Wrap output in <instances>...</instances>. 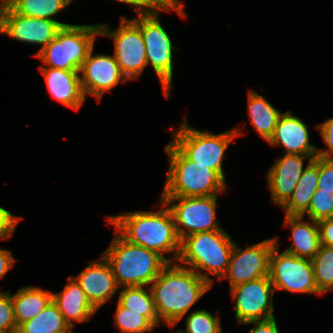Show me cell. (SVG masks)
I'll return each mask as SVG.
<instances>
[{
  "label": "cell",
  "instance_id": "cell-10",
  "mask_svg": "<svg viewBox=\"0 0 333 333\" xmlns=\"http://www.w3.org/2000/svg\"><path fill=\"white\" fill-rule=\"evenodd\" d=\"M99 24L100 35L114 40V57L127 80L139 79L147 67L146 49L141 29L129 18L121 17L117 30Z\"/></svg>",
  "mask_w": 333,
  "mask_h": 333
},
{
  "label": "cell",
  "instance_id": "cell-4",
  "mask_svg": "<svg viewBox=\"0 0 333 333\" xmlns=\"http://www.w3.org/2000/svg\"><path fill=\"white\" fill-rule=\"evenodd\" d=\"M170 157L161 197H204L224 193L226 182L207 166L190 160L173 142L164 148Z\"/></svg>",
  "mask_w": 333,
  "mask_h": 333
},
{
  "label": "cell",
  "instance_id": "cell-26",
  "mask_svg": "<svg viewBox=\"0 0 333 333\" xmlns=\"http://www.w3.org/2000/svg\"><path fill=\"white\" fill-rule=\"evenodd\" d=\"M119 291L118 303L121 306L138 312L146 317L155 327L161 324L157 316L150 288L146 290L144 286H131L124 287V290Z\"/></svg>",
  "mask_w": 333,
  "mask_h": 333
},
{
  "label": "cell",
  "instance_id": "cell-40",
  "mask_svg": "<svg viewBox=\"0 0 333 333\" xmlns=\"http://www.w3.org/2000/svg\"><path fill=\"white\" fill-rule=\"evenodd\" d=\"M158 5H163L171 2L172 0H154Z\"/></svg>",
  "mask_w": 333,
  "mask_h": 333
},
{
  "label": "cell",
  "instance_id": "cell-9",
  "mask_svg": "<svg viewBox=\"0 0 333 333\" xmlns=\"http://www.w3.org/2000/svg\"><path fill=\"white\" fill-rule=\"evenodd\" d=\"M160 198L172 212L176 232L181 241L195 233L223 229L216 219L217 195ZM176 201L178 203L173 204ZM170 204L172 206L169 207Z\"/></svg>",
  "mask_w": 333,
  "mask_h": 333
},
{
  "label": "cell",
  "instance_id": "cell-13",
  "mask_svg": "<svg viewBox=\"0 0 333 333\" xmlns=\"http://www.w3.org/2000/svg\"><path fill=\"white\" fill-rule=\"evenodd\" d=\"M276 245L275 237L248 246L244 250L234 244L229 264L222 279L229 280L230 288L269 275V258Z\"/></svg>",
  "mask_w": 333,
  "mask_h": 333
},
{
  "label": "cell",
  "instance_id": "cell-36",
  "mask_svg": "<svg viewBox=\"0 0 333 333\" xmlns=\"http://www.w3.org/2000/svg\"><path fill=\"white\" fill-rule=\"evenodd\" d=\"M321 245L333 247V217L317 221Z\"/></svg>",
  "mask_w": 333,
  "mask_h": 333
},
{
  "label": "cell",
  "instance_id": "cell-17",
  "mask_svg": "<svg viewBox=\"0 0 333 333\" xmlns=\"http://www.w3.org/2000/svg\"><path fill=\"white\" fill-rule=\"evenodd\" d=\"M316 156L283 154L267 172L271 200L280 207L293 194L304 171V159L312 161Z\"/></svg>",
  "mask_w": 333,
  "mask_h": 333
},
{
  "label": "cell",
  "instance_id": "cell-18",
  "mask_svg": "<svg viewBox=\"0 0 333 333\" xmlns=\"http://www.w3.org/2000/svg\"><path fill=\"white\" fill-rule=\"evenodd\" d=\"M268 143L284 147V154L317 156L318 148L309 143L307 125L290 110L281 113Z\"/></svg>",
  "mask_w": 333,
  "mask_h": 333
},
{
  "label": "cell",
  "instance_id": "cell-23",
  "mask_svg": "<svg viewBox=\"0 0 333 333\" xmlns=\"http://www.w3.org/2000/svg\"><path fill=\"white\" fill-rule=\"evenodd\" d=\"M11 296L17 327L36 317L52 301L51 291L33 286L21 287Z\"/></svg>",
  "mask_w": 333,
  "mask_h": 333
},
{
  "label": "cell",
  "instance_id": "cell-34",
  "mask_svg": "<svg viewBox=\"0 0 333 333\" xmlns=\"http://www.w3.org/2000/svg\"><path fill=\"white\" fill-rule=\"evenodd\" d=\"M316 129L322 135V138L328 147L325 151L318 149L317 156L333 160V117L322 122L321 124H318Z\"/></svg>",
  "mask_w": 333,
  "mask_h": 333
},
{
  "label": "cell",
  "instance_id": "cell-15",
  "mask_svg": "<svg viewBox=\"0 0 333 333\" xmlns=\"http://www.w3.org/2000/svg\"><path fill=\"white\" fill-rule=\"evenodd\" d=\"M94 47L89 51L87 58L79 71L81 89L86 99V95L94 96L98 102L107 91H110L118 83H125L124 76L114 55L96 54L93 56Z\"/></svg>",
  "mask_w": 333,
  "mask_h": 333
},
{
  "label": "cell",
  "instance_id": "cell-31",
  "mask_svg": "<svg viewBox=\"0 0 333 333\" xmlns=\"http://www.w3.org/2000/svg\"><path fill=\"white\" fill-rule=\"evenodd\" d=\"M308 219L319 221L324 218L333 217V194L332 192L315 191L310 201L308 210L302 215Z\"/></svg>",
  "mask_w": 333,
  "mask_h": 333
},
{
  "label": "cell",
  "instance_id": "cell-8",
  "mask_svg": "<svg viewBox=\"0 0 333 333\" xmlns=\"http://www.w3.org/2000/svg\"><path fill=\"white\" fill-rule=\"evenodd\" d=\"M238 127L227 132L212 134L190 127L187 119L181 123L179 130L171 132L172 142L192 161L207 169L215 171L224 181L223 158L231 142L242 135Z\"/></svg>",
  "mask_w": 333,
  "mask_h": 333
},
{
  "label": "cell",
  "instance_id": "cell-11",
  "mask_svg": "<svg viewBox=\"0 0 333 333\" xmlns=\"http://www.w3.org/2000/svg\"><path fill=\"white\" fill-rule=\"evenodd\" d=\"M269 258V278L274 290L292 293H314L318 290L311 259L297 257L286 252L279 253L277 237Z\"/></svg>",
  "mask_w": 333,
  "mask_h": 333
},
{
  "label": "cell",
  "instance_id": "cell-41",
  "mask_svg": "<svg viewBox=\"0 0 333 333\" xmlns=\"http://www.w3.org/2000/svg\"><path fill=\"white\" fill-rule=\"evenodd\" d=\"M8 4H9V0H0V6L8 5Z\"/></svg>",
  "mask_w": 333,
  "mask_h": 333
},
{
  "label": "cell",
  "instance_id": "cell-39",
  "mask_svg": "<svg viewBox=\"0 0 333 333\" xmlns=\"http://www.w3.org/2000/svg\"><path fill=\"white\" fill-rule=\"evenodd\" d=\"M15 258L11 254V251L0 249V278L13 267Z\"/></svg>",
  "mask_w": 333,
  "mask_h": 333
},
{
  "label": "cell",
  "instance_id": "cell-20",
  "mask_svg": "<svg viewBox=\"0 0 333 333\" xmlns=\"http://www.w3.org/2000/svg\"><path fill=\"white\" fill-rule=\"evenodd\" d=\"M67 279L68 283L63 291L52 293V301L59 308L69 326L74 328L75 321L78 323L90 321L97 310L88 301L85 292L73 276H69Z\"/></svg>",
  "mask_w": 333,
  "mask_h": 333
},
{
  "label": "cell",
  "instance_id": "cell-16",
  "mask_svg": "<svg viewBox=\"0 0 333 333\" xmlns=\"http://www.w3.org/2000/svg\"><path fill=\"white\" fill-rule=\"evenodd\" d=\"M73 278L97 311L120 289L111 265L103 255L99 260L89 263Z\"/></svg>",
  "mask_w": 333,
  "mask_h": 333
},
{
  "label": "cell",
  "instance_id": "cell-33",
  "mask_svg": "<svg viewBox=\"0 0 333 333\" xmlns=\"http://www.w3.org/2000/svg\"><path fill=\"white\" fill-rule=\"evenodd\" d=\"M318 192L333 194V160L318 157Z\"/></svg>",
  "mask_w": 333,
  "mask_h": 333
},
{
  "label": "cell",
  "instance_id": "cell-3",
  "mask_svg": "<svg viewBox=\"0 0 333 333\" xmlns=\"http://www.w3.org/2000/svg\"><path fill=\"white\" fill-rule=\"evenodd\" d=\"M114 233L102 255L111 265L118 286L150 285L169 262L156 251L126 241L116 230Z\"/></svg>",
  "mask_w": 333,
  "mask_h": 333
},
{
  "label": "cell",
  "instance_id": "cell-2",
  "mask_svg": "<svg viewBox=\"0 0 333 333\" xmlns=\"http://www.w3.org/2000/svg\"><path fill=\"white\" fill-rule=\"evenodd\" d=\"M160 211L124 212L120 215L107 216L117 232L128 242L156 251L168 262H177L181 240L179 239L171 210L161 200ZM173 252L171 258L163 253Z\"/></svg>",
  "mask_w": 333,
  "mask_h": 333
},
{
  "label": "cell",
  "instance_id": "cell-24",
  "mask_svg": "<svg viewBox=\"0 0 333 333\" xmlns=\"http://www.w3.org/2000/svg\"><path fill=\"white\" fill-rule=\"evenodd\" d=\"M248 113L250 121L259 135L267 142L273 136L280 110L275 109L262 95L248 92Z\"/></svg>",
  "mask_w": 333,
  "mask_h": 333
},
{
  "label": "cell",
  "instance_id": "cell-6",
  "mask_svg": "<svg viewBox=\"0 0 333 333\" xmlns=\"http://www.w3.org/2000/svg\"><path fill=\"white\" fill-rule=\"evenodd\" d=\"M235 242L223 229L186 236L181 241L178 263L192 269L212 286L209 273L221 280L225 275ZM206 273H199V271ZM208 272V273H207Z\"/></svg>",
  "mask_w": 333,
  "mask_h": 333
},
{
  "label": "cell",
  "instance_id": "cell-37",
  "mask_svg": "<svg viewBox=\"0 0 333 333\" xmlns=\"http://www.w3.org/2000/svg\"><path fill=\"white\" fill-rule=\"evenodd\" d=\"M249 324L254 325V327L249 330L250 333H279L275 317L266 320L250 321L243 325Z\"/></svg>",
  "mask_w": 333,
  "mask_h": 333
},
{
  "label": "cell",
  "instance_id": "cell-27",
  "mask_svg": "<svg viewBox=\"0 0 333 333\" xmlns=\"http://www.w3.org/2000/svg\"><path fill=\"white\" fill-rule=\"evenodd\" d=\"M73 1L74 0H11L9 5L18 14L27 17L54 20L63 27L70 24L60 22L53 17L62 10H65Z\"/></svg>",
  "mask_w": 333,
  "mask_h": 333
},
{
  "label": "cell",
  "instance_id": "cell-42",
  "mask_svg": "<svg viewBox=\"0 0 333 333\" xmlns=\"http://www.w3.org/2000/svg\"><path fill=\"white\" fill-rule=\"evenodd\" d=\"M0 333H17V331H4V332H0Z\"/></svg>",
  "mask_w": 333,
  "mask_h": 333
},
{
  "label": "cell",
  "instance_id": "cell-29",
  "mask_svg": "<svg viewBox=\"0 0 333 333\" xmlns=\"http://www.w3.org/2000/svg\"><path fill=\"white\" fill-rule=\"evenodd\" d=\"M114 324L120 333H144L153 331L155 326L138 312L129 310L117 302Z\"/></svg>",
  "mask_w": 333,
  "mask_h": 333
},
{
  "label": "cell",
  "instance_id": "cell-1",
  "mask_svg": "<svg viewBox=\"0 0 333 333\" xmlns=\"http://www.w3.org/2000/svg\"><path fill=\"white\" fill-rule=\"evenodd\" d=\"M149 287L157 316L175 327L212 285L190 268L169 262Z\"/></svg>",
  "mask_w": 333,
  "mask_h": 333
},
{
  "label": "cell",
  "instance_id": "cell-12",
  "mask_svg": "<svg viewBox=\"0 0 333 333\" xmlns=\"http://www.w3.org/2000/svg\"><path fill=\"white\" fill-rule=\"evenodd\" d=\"M235 299V318L237 323L266 320L274 316V287L269 276L251 280L230 288Z\"/></svg>",
  "mask_w": 333,
  "mask_h": 333
},
{
  "label": "cell",
  "instance_id": "cell-21",
  "mask_svg": "<svg viewBox=\"0 0 333 333\" xmlns=\"http://www.w3.org/2000/svg\"><path fill=\"white\" fill-rule=\"evenodd\" d=\"M299 215H285L284 226H289L292 231V245L284 252L297 257L312 259L320 248V233L318 223L309 219L308 223L302 221Z\"/></svg>",
  "mask_w": 333,
  "mask_h": 333
},
{
  "label": "cell",
  "instance_id": "cell-38",
  "mask_svg": "<svg viewBox=\"0 0 333 333\" xmlns=\"http://www.w3.org/2000/svg\"><path fill=\"white\" fill-rule=\"evenodd\" d=\"M130 6H134L137 15L147 13L155 9L158 4L154 0H115Z\"/></svg>",
  "mask_w": 333,
  "mask_h": 333
},
{
  "label": "cell",
  "instance_id": "cell-19",
  "mask_svg": "<svg viewBox=\"0 0 333 333\" xmlns=\"http://www.w3.org/2000/svg\"><path fill=\"white\" fill-rule=\"evenodd\" d=\"M49 94L64 106L78 111L85 97L81 89L79 71H67L40 66Z\"/></svg>",
  "mask_w": 333,
  "mask_h": 333
},
{
  "label": "cell",
  "instance_id": "cell-28",
  "mask_svg": "<svg viewBox=\"0 0 333 333\" xmlns=\"http://www.w3.org/2000/svg\"><path fill=\"white\" fill-rule=\"evenodd\" d=\"M311 262L318 290L322 294L333 290V247L320 245Z\"/></svg>",
  "mask_w": 333,
  "mask_h": 333
},
{
  "label": "cell",
  "instance_id": "cell-5",
  "mask_svg": "<svg viewBox=\"0 0 333 333\" xmlns=\"http://www.w3.org/2000/svg\"><path fill=\"white\" fill-rule=\"evenodd\" d=\"M174 10L180 17H187L184 4L179 0L158 5L150 12L137 15L131 19L140 29L146 49L147 66L151 64L162 85L165 98L170 97L173 88V49L168 33L161 25L159 13Z\"/></svg>",
  "mask_w": 333,
  "mask_h": 333
},
{
  "label": "cell",
  "instance_id": "cell-7",
  "mask_svg": "<svg viewBox=\"0 0 333 333\" xmlns=\"http://www.w3.org/2000/svg\"><path fill=\"white\" fill-rule=\"evenodd\" d=\"M96 35H100L99 24L63 26L47 46L39 49L35 57L50 68L80 71L94 47Z\"/></svg>",
  "mask_w": 333,
  "mask_h": 333
},
{
  "label": "cell",
  "instance_id": "cell-25",
  "mask_svg": "<svg viewBox=\"0 0 333 333\" xmlns=\"http://www.w3.org/2000/svg\"><path fill=\"white\" fill-rule=\"evenodd\" d=\"M17 333H73L59 308L51 301L36 317L22 323Z\"/></svg>",
  "mask_w": 333,
  "mask_h": 333
},
{
  "label": "cell",
  "instance_id": "cell-14",
  "mask_svg": "<svg viewBox=\"0 0 333 333\" xmlns=\"http://www.w3.org/2000/svg\"><path fill=\"white\" fill-rule=\"evenodd\" d=\"M62 26L54 20L18 14L9 4L0 6V33L22 43L47 46Z\"/></svg>",
  "mask_w": 333,
  "mask_h": 333
},
{
  "label": "cell",
  "instance_id": "cell-30",
  "mask_svg": "<svg viewBox=\"0 0 333 333\" xmlns=\"http://www.w3.org/2000/svg\"><path fill=\"white\" fill-rule=\"evenodd\" d=\"M186 331L178 329L180 333H222L220 317H214L206 310H196L186 317Z\"/></svg>",
  "mask_w": 333,
  "mask_h": 333
},
{
  "label": "cell",
  "instance_id": "cell-32",
  "mask_svg": "<svg viewBox=\"0 0 333 333\" xmlns=\"http://www.w3.org/2000/svg\"><path fill=\"white\" fill-rule=\"evenodd\" d=\"M11 291H0V332L17 331Z\"/></svg>",
  "mask_w": 333,
  "mask_h": 333
},
{
  "label": "cell",
  "instance_id": "cell-35",
  "mask_svg": "<svg viewBox=\"0 0 333 333\" xmlns=\"http://www.w3.org/2000/svg\"><path fill=\"white\" fill-rule=\"evenodd\" d=\"M20 217L14 216L0 206V239L9 240L15 231Z\"/></svg>",
  "mask_w": 333,
  "mask_h": 333
},
{
  "label": "cell",
  "instance_id": "cell-22",
  "mask_svg": "<svg viewBox=\"0 0 333 333\" xmlns=\"http://www.w3.org/2000/svg\"><path fill=\"white\" fill-rule=\"evenodd\" d=\"M318 156L308 161L297 186L290 198L281 206L286 215L302 216L309 208L310 201L318 186Z\"/></svg>",
  "mask_w": 333,
  "mask_h": 333
}]
</instances>
